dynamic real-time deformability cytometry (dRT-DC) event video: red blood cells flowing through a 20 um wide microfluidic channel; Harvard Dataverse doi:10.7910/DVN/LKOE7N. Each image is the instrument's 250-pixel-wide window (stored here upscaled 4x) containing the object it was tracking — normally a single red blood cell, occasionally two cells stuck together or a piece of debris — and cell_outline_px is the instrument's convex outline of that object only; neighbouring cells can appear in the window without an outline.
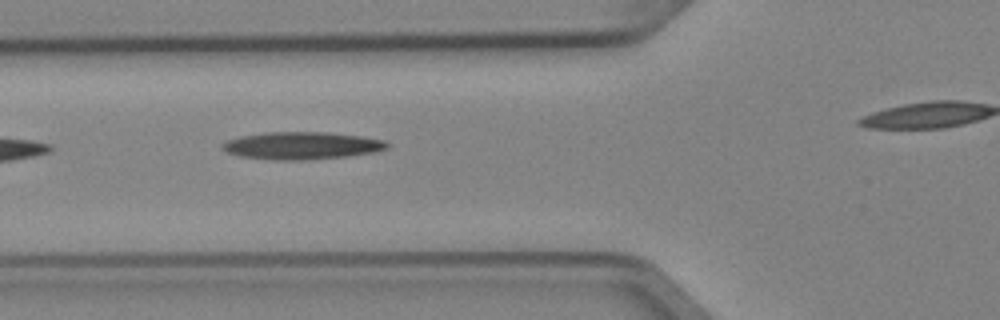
{"species": "Egyptian fruit bat (a non-hibernating species)", "species_latin": "Rousettus aegyptiacus", "temperature_condition": "cold", "stored_images_in_passage": 3, "segment_of_instrument_passage": [1, 2], "camera_frame_rate_fps": 3000, "um_per_image_px": 0.085, "animal": {"sex": "female"}, "frame": {"image": 1, "passage_image": 2, "time_ms": 0.333, "image_size_px": [1000, 320], "cell_outline_px": [[392, 144], [388, 148], [372, 152], [352, 156], [304, 160], [272, 160], [240, 156], [228, 152], [220, 148], [220, 144], [228, 140], [240, 136], [264, 132], [324, 132], [360, 136], [384, 140]], "centroid_in_image_um": [25.65, 12.38], "position_along_channel_um": 100.2, "area_um2": 26.53}}